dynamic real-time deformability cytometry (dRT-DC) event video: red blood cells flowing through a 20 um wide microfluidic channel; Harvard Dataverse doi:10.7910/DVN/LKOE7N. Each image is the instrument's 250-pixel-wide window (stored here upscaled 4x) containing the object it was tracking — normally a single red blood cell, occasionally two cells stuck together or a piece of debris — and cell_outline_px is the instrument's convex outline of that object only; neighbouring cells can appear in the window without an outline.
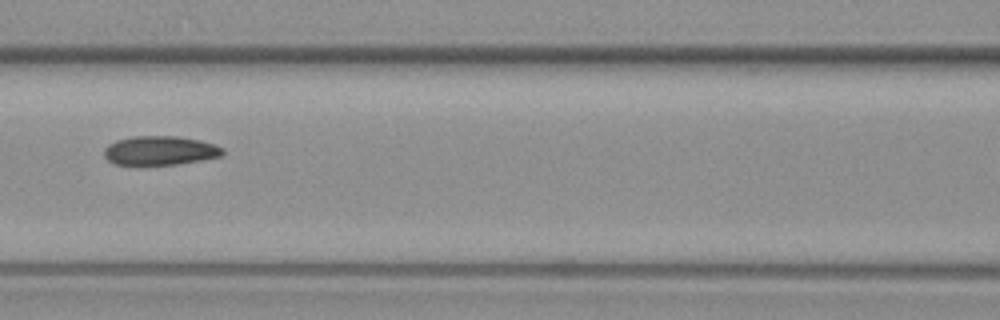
{"species": "common noctule bat (a hibernating species)", "species_latin": "Nyctalus noctula", "temperature_condition": "warm", "stored_images_in_passage": 10, "camera_frame_rate_fps": 3000, "um_per_image_px": 0.085, "animal": {"sex": "female", "body_mass_g": 19.3, "forearm_length_mm": 54.1}, "frame": {"image": 1, "passage_image": 5, "time_ms": 5.667, "image_size_px": [1000, 320], "cell_outline_px": [[224, 152], [220, 156], [200, 160], [176, 164], [140, 168], [116, 164], [108, 160], [104, 156], [104, 148], [108, 144], [116, 140], [132, 136], [176, 136], [200, 140], [216, 144], [224, 148]], "centroid_in_image_um": [13.55, 12.83], "position_along_channel_um": 153.1, "area_um2": 20.87}}
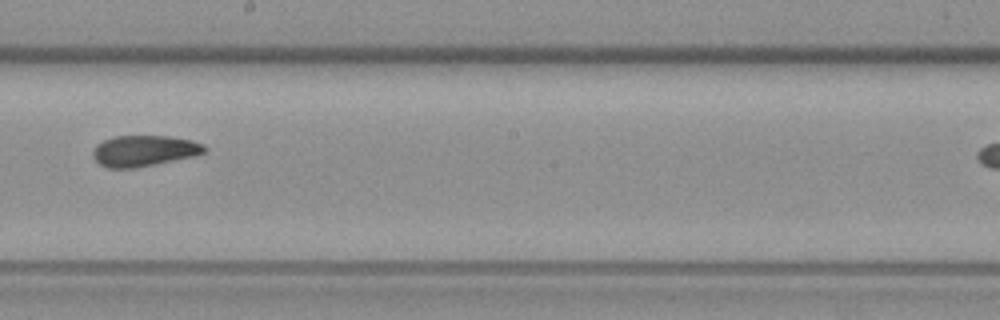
{"frame": {"image": 2, "passage_image": 7, "time_ms": 8.0, "image_size_px": [1000, 320], "cell_outline_px": [[208, 148], [204, 152], [196, 156], [136, 168], [108, 168], [100, 164], [92, 156], [92, 152], [96, 144], [104, 140], [116, 136], [168, 136], [192, 140], [204, 144]], "centroid_in_image_um": [12.27, 12.82], "position_along_channel_um": 235.9, "area_um2": 20.29}}
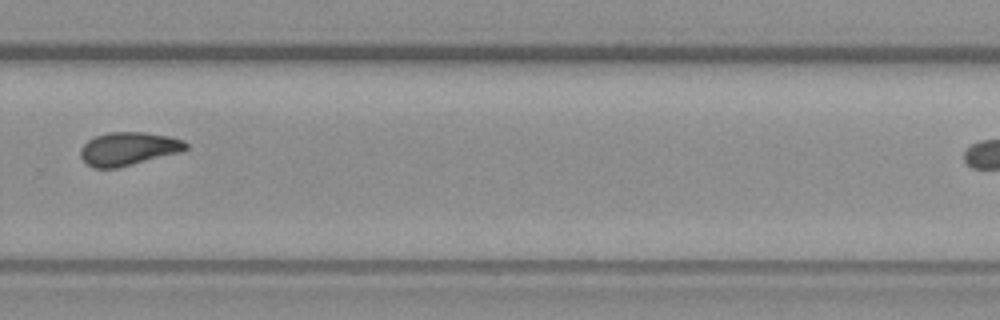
{"frame": {"image": 3, "passage_image": 9, "time_ms": 10.333, "image_size_px": [1000, 320], "cell_outline_px": [[188, 148], [180, 152], [116, 168], [92, 168], [80, 156], [80, 148], [88, 140], [96, 136], [108, 132], [144, 132], [168, 136], [184, 140], [188, 144]], "centroid_in_image_um": [10.91, 12.64], "position_along_channel_um": 318.9, "area_um2": 20.29}}